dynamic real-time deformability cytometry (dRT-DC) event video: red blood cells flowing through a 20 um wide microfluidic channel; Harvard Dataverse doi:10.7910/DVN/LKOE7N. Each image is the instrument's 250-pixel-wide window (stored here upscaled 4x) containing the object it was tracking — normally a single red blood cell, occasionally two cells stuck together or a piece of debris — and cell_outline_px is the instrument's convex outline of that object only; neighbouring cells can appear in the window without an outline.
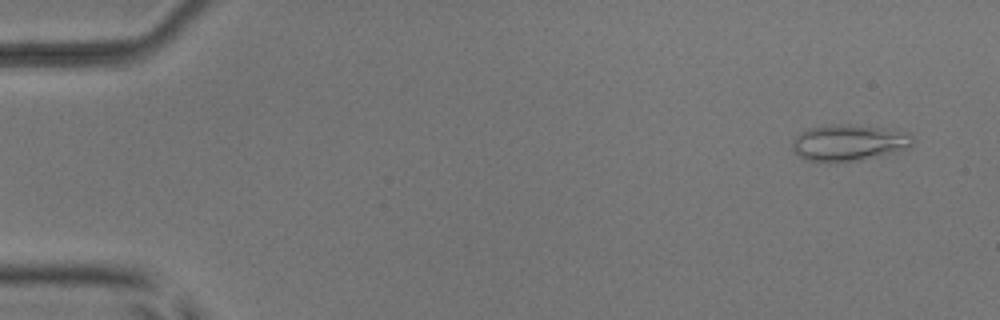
{"species": "common noctule bat (a hibernating species)", "species_latin": "Nyctalus noctula", "temperature_condition": "room temperature", "stored_images_in_passage": 53, "camera_frame_rate_fps": 3000, "um_per_image_px": 0.085, "animal": {"sex": "male", "body_mass_g": 17.9, "forearm_length_mm": 54.2}, "frame": {"image": 1, "passage_image": 4, "time_ms": 1.0, "image_size_px": [1000, 320], "cell_outline_px": [[912, 144], [908, 148], [860, 160], [828, 164], [808, 160], [792, 152], [792, 140], [800, 132], [808, 128], [832, 124], [848, 124], [880, 128], [908, 132], [912, 136]], "centroid_in_image_um": [72.07, 12.14], "position_along_channel_um": 12.9, "area_um2": 25.66}}
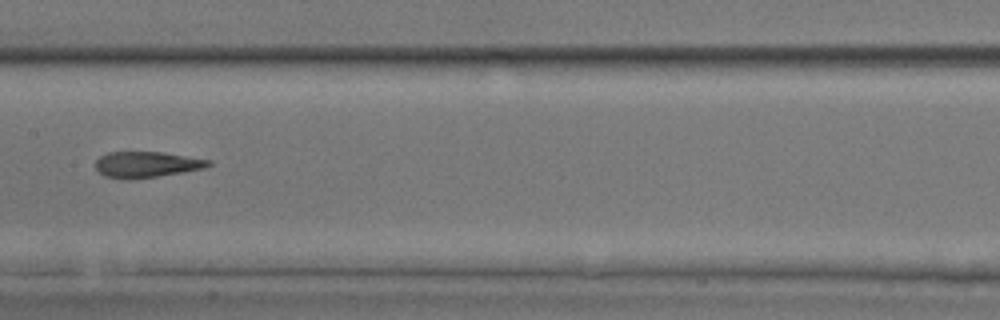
{"frame": {"image": 2, "passage_image": 28, "time_ms": 9.0, "image_size_px": [1000, 320], "cell_outline_px": [[212, 164], [204, 168], [184, 172], [132, 180], [124, 180], [104, 176], [96, 168], [96, 160], [100, 156], [108, 152], [164, 152], [212, 160]], "centroid_in_image_um": [12.47, 13.99], "position_along_channel_um": 194.9, "area_um2": 17.28}}
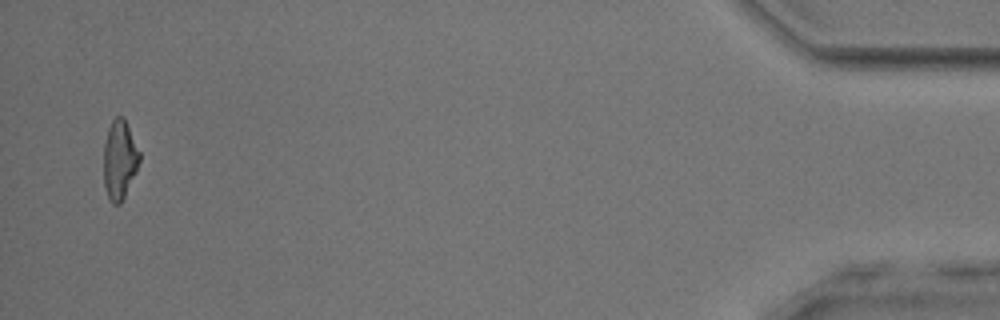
{"frame": {"image": 3, "passage_image": 52, "time_ms": 17.0, "image_size_px": [1000, 320], "cell_outline_px": [[140, 160], [136, 172], [120, 204], [112, 204], [108, 200], [104, 184], [104, 140], [108, 128], [112, 120], [116, 116], [124, 116], [140, 152]], "centroid_in_image_um": [10.16, 13.56], "position_along_channel_um": 425.0, "area_um2": 16.65}}